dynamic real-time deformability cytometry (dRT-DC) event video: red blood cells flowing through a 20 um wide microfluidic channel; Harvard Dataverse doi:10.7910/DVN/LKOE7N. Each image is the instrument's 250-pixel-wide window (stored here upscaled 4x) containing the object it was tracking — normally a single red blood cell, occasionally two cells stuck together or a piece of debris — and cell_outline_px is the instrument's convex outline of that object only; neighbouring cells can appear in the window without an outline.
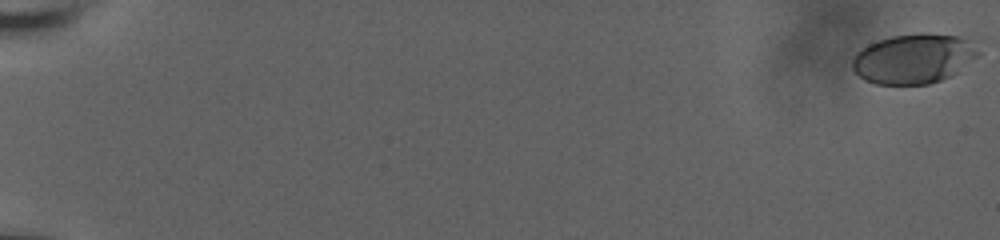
{"species": "human", "species_latin": "Homo sapiens", "temperature_condition": "room temperature", "stored_images_in_passage": 61, "camera_frame_rate_fps": 3000, "um_per_image_px": 0.085, "donor": {"sex": "male"}, "frame": {"image": 1, "passage_image": 1, "time_ms": 0.0, "image_size_px": [1000, 240], "cell_outline_px": [[964, 44], [952, 72], [948, 76], [940, 80], [928, 84], [876, 84], [864, 80], [852, 68], [852, 56], [856, 52], [868, 44], [892, 36], [920, 32], [960, 36], [964, 40]], "centroid_in_image_um": [77.23, 5.0], "position_along_channel_um": 7.8, "area_um2": 33.41}}
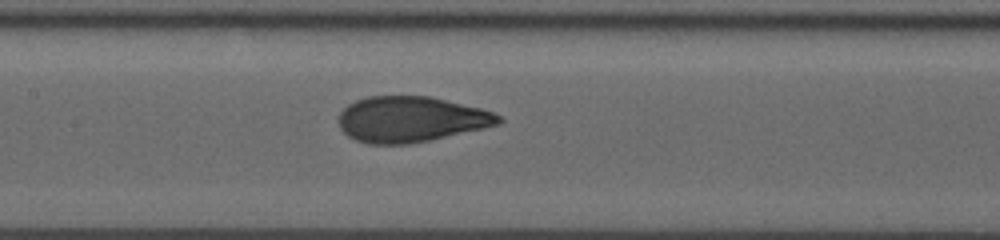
{"frame": {"image": 2, "passage_image": 33, "time_ms": 10.667, "image_size_px": [1000, 240], "cell_outline_px": [[504, 120], [500, 124], [484, 128], [428, 140], [408, 144], [368, 144], [356, 140], [348, 136], [340, 128], [336, 120], [340, 112], [348, 104], [356, 100], [368, 96], [428, 96], [480, 108], [492, 112], [500, 116]], "centroid_in_image_um": [34.88, 10.14], "position_along_channel_um": 172.5, "area_um2": 42.48}}
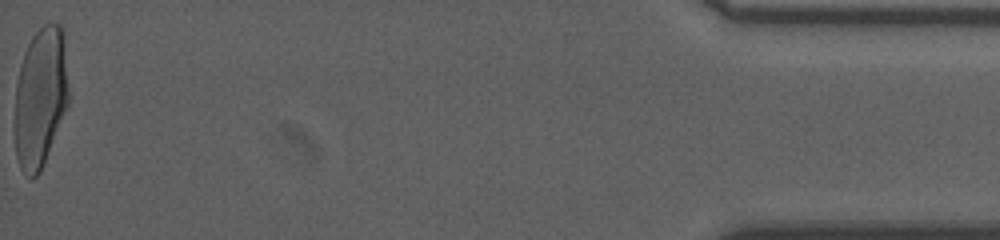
{"frame": {"image": 3, "passage_image": 61, "time_ms": 20.0, "image_size_px": [1000, 240], "cell_outline_px": [[68, 104], [40, 172], [32, 180], [20, 168], [16, 156], [16, 84], [20, 64], [24, 52], [32, 36], [44, 24], [60, 24], [64, 28], [68, 88]], "centroid_in_image_um": [3.45, 8.23], "position_along_channel_um": 431.8, "area_um2": 43.7}, "authors_computed_cell_mechanics": {"area_um2": 42.4252, "velocity_mm_per_s": 3.7117, "shape_relaxation_time_tau1_ms": 6.0524, "shape_relaxation_time_tau2_ms": null, "deformation_change_tau1": 0.2273, "deformation_change_tau2": null}}